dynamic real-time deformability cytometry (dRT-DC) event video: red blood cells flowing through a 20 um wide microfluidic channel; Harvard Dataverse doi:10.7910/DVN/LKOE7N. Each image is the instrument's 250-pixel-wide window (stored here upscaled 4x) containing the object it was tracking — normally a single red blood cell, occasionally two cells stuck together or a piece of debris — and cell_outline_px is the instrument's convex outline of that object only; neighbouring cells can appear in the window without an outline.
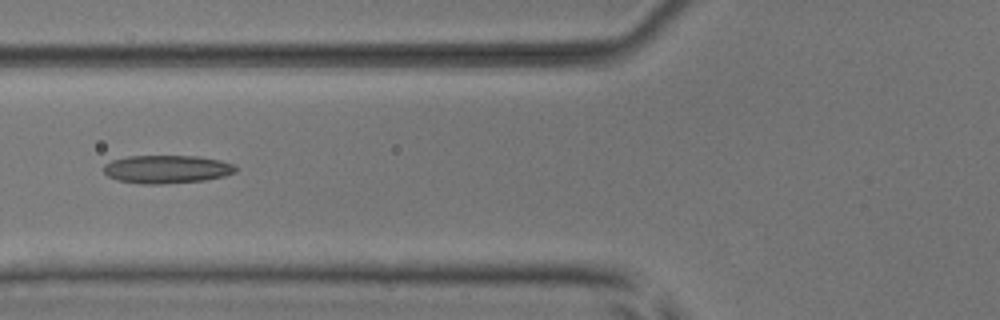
{"species": "common noctule bat (a hibernating species)", "species_latin": "Nyctalus noctula", "temperature_condition": "room temperature", "stored_images_in_passage": 6, "camera_frame_rate_fps": 3000, "um_per_image_px": 0.085, "animal": {"sex": "male", "body_mass_g": 17.9, "forearm_length_mm": 54.2}, "frame": {"image": 1, "passage_image": 5, "time_ms": 1.333, "image_size_px": [1000, 320], "cell_outline_px": [[236, 172], [224, 176], [204, 180], [160, 184], [140, 184], [116, 180], [108, 176], [104, 172], [104, 164], [112, 160], [128, 156], [196, 156], [220, 160], [232, 164], [236, 168]], "centroid_in_image_um": [14.14, 14.38], "position_along_channel_um": 111.7, "area_um2": 21.62}}
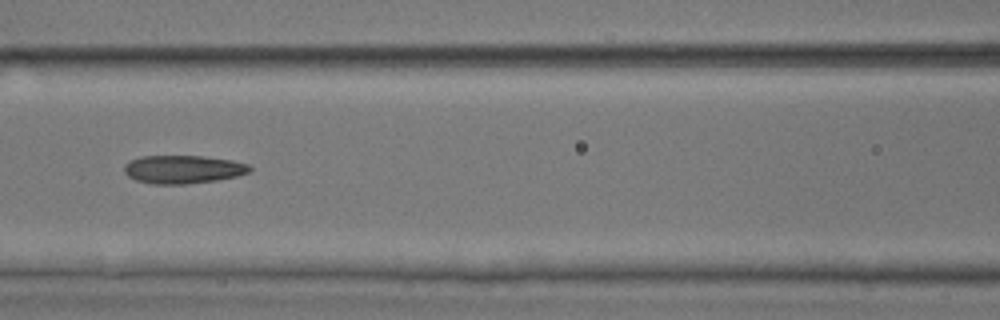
{"frame": {"image": 2, "passage_image": 6, "time_ms": 1.667, "image_size_px": [1000, 320], "cell_outline_px": [[252, 168], [248, 172], [236, 176], [216, 180], [184, 184], [152, 184], [136, 180], [128, 176], [124, 172], [124, 164], [140, 156], [200, 156], [232, 160], [248, 164]], "centroid_in_image_um": [15.53, 14.39], "position_along_channel_um": 151.1, "area_um2": 20.52}}